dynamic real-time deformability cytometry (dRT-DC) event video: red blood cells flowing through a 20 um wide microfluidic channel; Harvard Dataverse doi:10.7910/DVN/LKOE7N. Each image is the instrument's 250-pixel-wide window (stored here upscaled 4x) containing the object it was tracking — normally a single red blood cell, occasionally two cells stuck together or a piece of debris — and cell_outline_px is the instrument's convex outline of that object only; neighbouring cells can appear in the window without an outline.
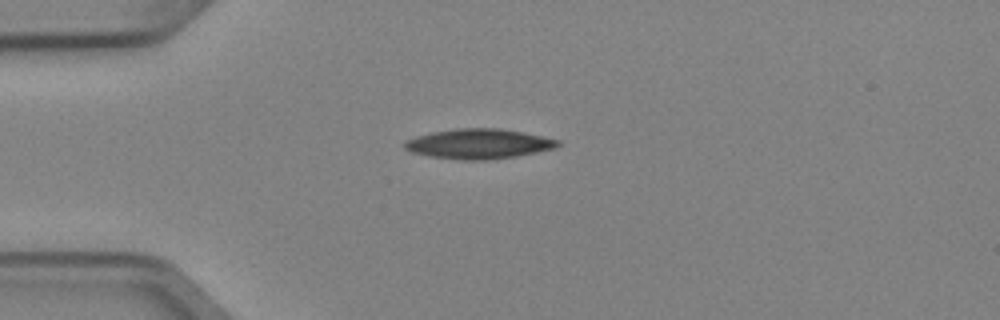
{"species": "Egyptian fruit bat (a non-hibernating species)", "species_latin": "Rousettus aegyptiacus", "temperature_condition": "cold", "stored_images_in_passage": 3, "camera_frame_rate_fps": 3000, "um_per_image_px": 0.085, "animal": {"sex": "female"}, "frame": {"image": 1, "passage_image": 1, "time_ms": 0.0, "image_size_px": [1000, 320], "cell_outline_px": [[560, 144], [556, 148], [516, 156], [488, 160], [460, 160], [428, 156], [412, 152], [404, 148], [404, 144], [408, 140], [416, 136], [432, 132], [456, 128], [500, 128], [524, 132], [560, 140]], "centroid_in_image_um": [40.71, 12.22], "position_along_channel_um": 44.3, "area_um2": 26.76}}
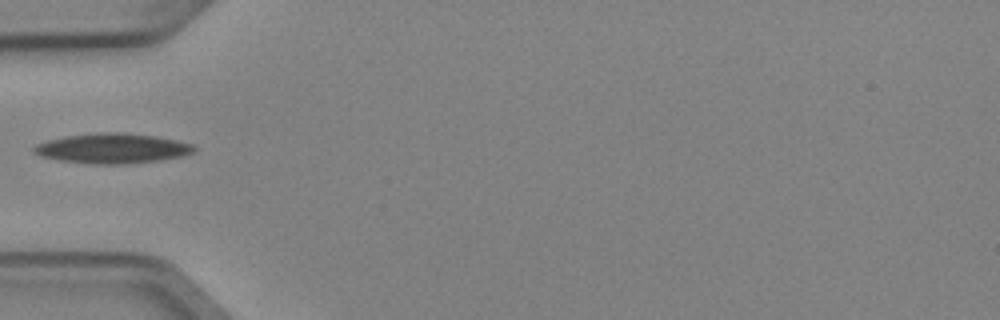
{"frame": {"image": 2, "passage_image": 2, "time_ms": 0.333, "image_size_px": [1000, 320], "cell_outline_px": [[196, 152], [184, 156], [160, 160], [124, 164], [92, 164], [60, 160], [40, 156], [32, 152], [32, 148], [36, 144], [48, 140], [64, 136], [96, 132], [124, 132], [156, 136], [196, 144]], "centroid_in_image_um": [9.58, 12.6], "position_along_channel_um": 75.4, "area_um2": 28.38}}
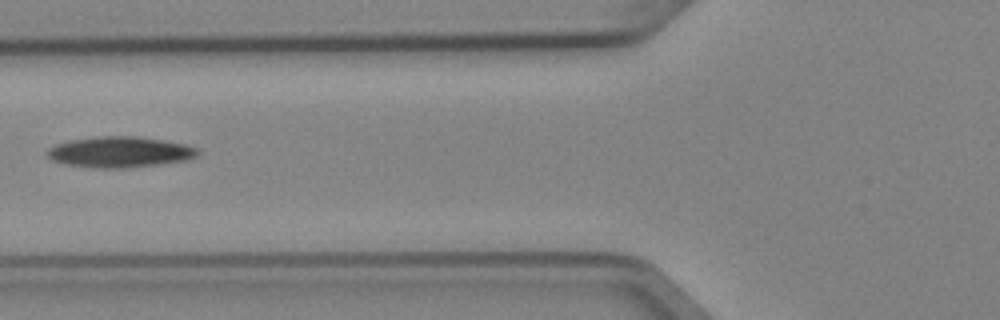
{"frame": {"image": 3, "passage_image": 3, "time_ms": 0.667, "image_size_px": [1000, 320], "cell_outline_px": [[200, 152], [196, 156], [188, 160], [156, 164], [120, 168], [100, 168], [64, 164], [52, 160], [48, 156], [48, 148], [56, 144], [72, 140], [96, 136], [136, 136], [164, 140], [184, 144], [196, 148]], "centroid_in_image_um": [10.18, 12.91], "position_along_channel_um": 115.6, "area_um2": 26.76}}